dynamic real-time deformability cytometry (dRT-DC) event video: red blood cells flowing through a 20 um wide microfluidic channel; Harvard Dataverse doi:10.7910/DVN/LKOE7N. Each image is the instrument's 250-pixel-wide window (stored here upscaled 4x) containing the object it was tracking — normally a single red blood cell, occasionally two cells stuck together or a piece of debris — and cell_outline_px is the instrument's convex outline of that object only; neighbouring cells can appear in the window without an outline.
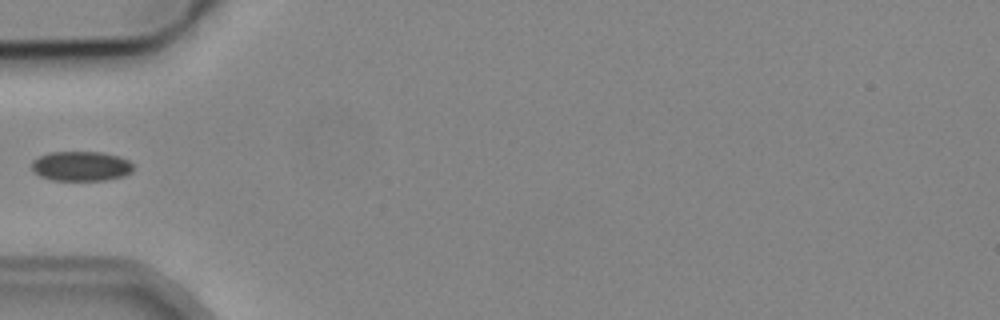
{"species": "common noctule bat (a hibernating species)", "species_latin": "Nyctalus noctula", "temperature_condition": "cold", "stored_images_in_passage": 2, "camera_frame_rate_fps": 3000, "um_per_image_px": 0.085, "animal": {"sex": "male", "body_mass_g": 19.2, "forearm_length_mm": 51.8}, "frame": {"image": 1, "passage_image": 2, "time_ms": 1.333, "image_size_px": [1000, 320], "cell_outline_px": [[132, 172], [124, 176], [104, 180], [52, 180], [40, 176], [32, 172], [32, 160], [48, 152], [100, 152], [120, 156], [128, 160], [132, 164]], "centroid_in_image_um": [6.87, 14.12], "position_along_channel_um": 78.1, "area_um2": 17.69}}